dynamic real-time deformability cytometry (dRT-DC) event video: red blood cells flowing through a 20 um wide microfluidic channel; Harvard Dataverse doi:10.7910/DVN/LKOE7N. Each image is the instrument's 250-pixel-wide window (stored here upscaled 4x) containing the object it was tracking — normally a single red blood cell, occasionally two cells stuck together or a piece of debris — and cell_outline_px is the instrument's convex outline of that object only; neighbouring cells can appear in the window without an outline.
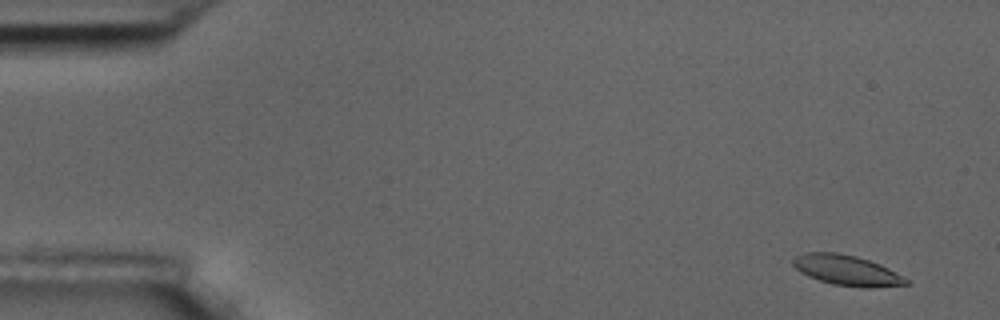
{"species": "common noctule bat (a hibernating species)", "species_latin": "Nyctalus noctula", "temperature_condition": "room temperature", "stored_images_in_passage": 6, "camera_frame_rate_fps": 3000, "um_per_image_px": 0.085, "animal": {"sex": "male", "body_mass_g": 17.5, "forearm_length_mm": 52.3}, "frame": {"image": 1, "passage_image": 1, "time_ms": 0.0, "image_size_px": [1000, 320], "cell_outline_px": [[908, 284], [872, 288], [864, 288], [832, 284], [808, 276], [800, 272], [792, 264], [792, 260], [796, 256], [808, 252], [836, 252], [856, 256], [880, 264], [896, 272], [908, 280]], "centroid_in_image_um": [71.97, 22.98], "position_along_channel_um": 13.0, "area_um2": 19.88}}
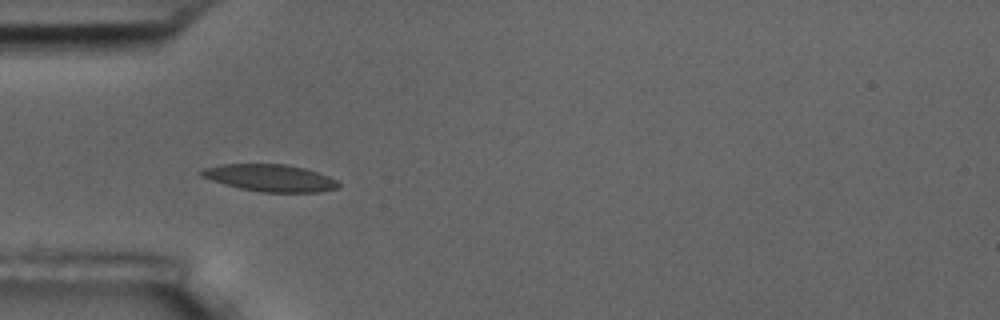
{"frame": {"image": 2, "passage_image": 5, "time_ms": 4.667, "image_size_px": [1000, 320], "cell_outline_px": [[340, 188], [320, 192], [260, 192], [240, 188], [224, 184], [200, 176], [196, 172], [204, 168], [220, 164], [288, 164], [304, 168], [328, 176], [336, 180], [340, 184]], "centroid_in_image_um": [22.94, 15.12], "position_along_channel_um": 62.1, "area_um2": 21.73}}